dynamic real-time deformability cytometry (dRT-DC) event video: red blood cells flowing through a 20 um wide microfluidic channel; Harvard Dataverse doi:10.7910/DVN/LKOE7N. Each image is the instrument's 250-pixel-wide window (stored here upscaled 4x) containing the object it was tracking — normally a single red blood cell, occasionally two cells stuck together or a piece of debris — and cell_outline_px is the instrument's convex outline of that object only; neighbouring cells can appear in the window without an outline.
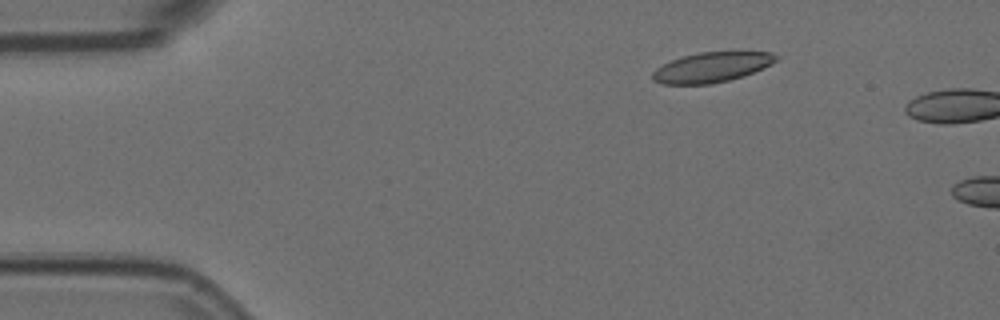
{"species": "Egyptian fruit bat (a non-hibernating species)", "species_latin": "Rousettus aegyptiacus", "temperature_condition": "room temperature", "stored_images_in_passage": 5, "camera_frame_rate_fps": 3000, "um_per_image_px": 0.085, "animal": {"sex": "female"}, "frame": {"image": 1, "passage_image": 3, "time_ms": 0.667, "image_size_px": [1000, 320], "cell_outline_px": [[780, 60], [764, 68], [744, 76], [712, 84], [660, 84], [652, 80], [652, 72], [656, 68], [672, 60], [684, 56], [700, 52], [772, 52], [780, 56]], "centroid_in_image_um": [60.54, 5.72], "position_along_channel_um": 24.5, "area_um2": 21.73}}